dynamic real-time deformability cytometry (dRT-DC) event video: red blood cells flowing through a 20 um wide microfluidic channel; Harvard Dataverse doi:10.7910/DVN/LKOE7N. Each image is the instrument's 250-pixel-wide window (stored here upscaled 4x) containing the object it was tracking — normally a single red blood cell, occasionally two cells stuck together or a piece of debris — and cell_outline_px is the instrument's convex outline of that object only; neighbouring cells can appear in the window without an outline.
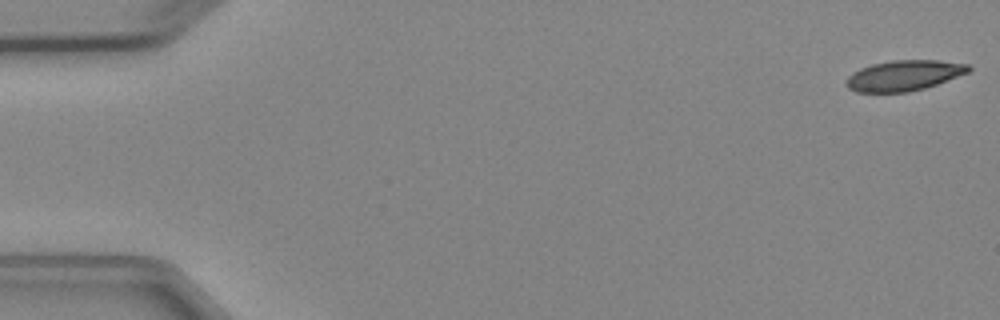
{"species": "Egyptian fruit bat (a non-hibernating species)", "species_latin": "Rousettus aegyptiacus", "temperature_condition": "cold", "stored_images_in_passage": 5, "camera_frame_rate_fps": 3000, "um_per_image_px": 0.085, "animal": {"sex": "female"}, "frame": {"image": 1, "passage_image": 1, "time_ms": 0.0, "image_size_px": [1000, 320], "cell_outline_px": [[972, 68], [968, 72], [936, 84], [924, 88], [908, 92], [856, 92], [848, 88], [844, 84], [844, 80], [852, 72], [860, 68], [872, 64], [892, 60], [936, 60], [968, 64]], "centroid_in_image_um": [76.78, 6.42], "position_along_channel_um": 8.2, "area_um2": 21.73}}
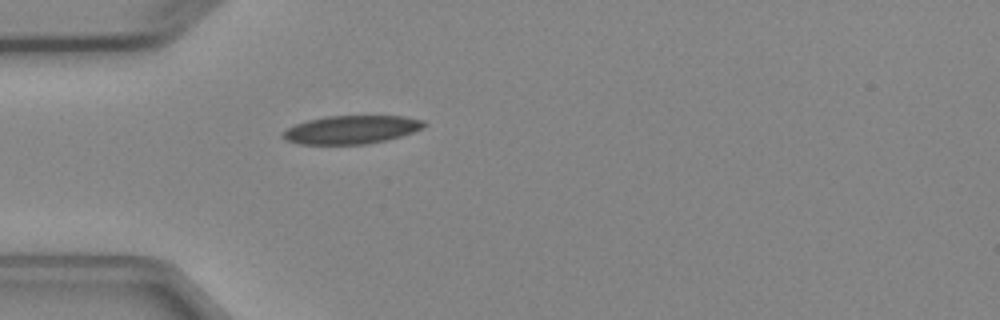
{"frame": {"image": 2, "passage_image": 5, "time_ms": 4.667, "image_size_px": [1000, 320], "cell_outline_px": [[428, 124], [424, 128], [400, 136], [384, 140], [364, 144], [300, 144], [288, 140], [280, 136], [288, 128], [296, 124], [308, 120], [324, 116], [404, 116], [424, 120]], "centroid_in_image_um": [29.9, 11.01], "position_along_channel_um": 55.1, "area_um2": 23.12}}